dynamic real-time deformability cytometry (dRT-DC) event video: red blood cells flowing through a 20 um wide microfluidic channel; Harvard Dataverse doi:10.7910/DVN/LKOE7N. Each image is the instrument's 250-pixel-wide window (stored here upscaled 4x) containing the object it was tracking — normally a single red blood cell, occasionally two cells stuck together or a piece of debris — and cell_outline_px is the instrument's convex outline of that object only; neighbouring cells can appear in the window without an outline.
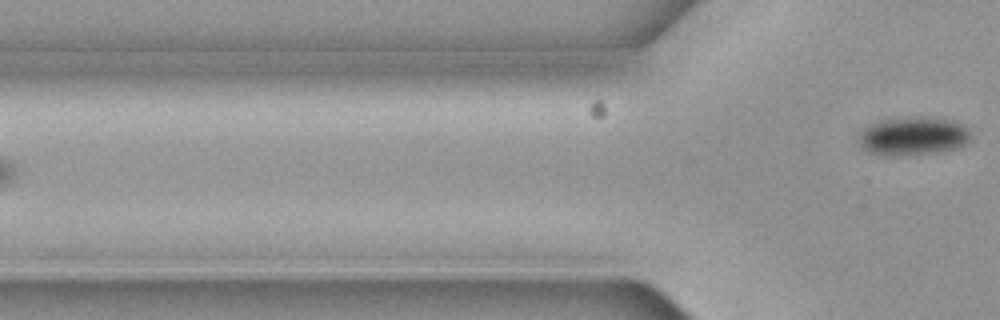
{"species": "common noctule bat (a hibernating species)", "species_latin": "Nyctalus noctula", "temperature_condition": "cold", "stored_images_in_passage": 6, "segment_of_instrument_passage": [2, 2], "camera_frame_rate_fps": 3000, "um_per_image_px": 0.085, "animal": {"sex": "female", "body_mass_g": 19.3, "forearm_length_mm": 54.1}, "frame": {"image": 1, "passage_image": 6, "time_ms": 1.667, "image_size_px": [1000, 320], "cell_outline_px": [[972, 136], [964, 144], [956, 148], [936, 152], [888, 156], [884, 156], [868, 152], [860, 144], [860, 132], [868, 124], [884, 120], [944, 120], [960, 124], [968, 128]], "centroid_in_image_um": [77.57, 11.63], "position_along_channel_um": 48.2, "area_um2": 23.76}}